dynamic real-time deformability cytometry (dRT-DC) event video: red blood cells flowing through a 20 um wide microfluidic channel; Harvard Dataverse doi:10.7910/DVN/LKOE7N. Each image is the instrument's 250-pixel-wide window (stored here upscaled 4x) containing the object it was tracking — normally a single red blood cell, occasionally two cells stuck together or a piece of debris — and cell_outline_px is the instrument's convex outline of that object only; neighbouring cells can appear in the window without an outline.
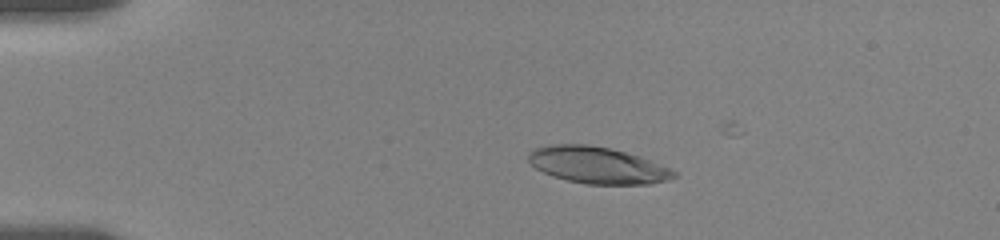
{"species": "human", "species_latin": "Homo sapiens", "temperature_condition": "room temperature", "stored_images_in_passage": 39, "camera_frame_rate_fps": 3000, "um_per_image_px": 0.085, "donor": {"sex": "female"}, "frame": {"image": 1, "passage_image": 7, "time_ms": 3.333, "image_size_px": [1000, 240], "cell_outline_px": [[680, 172], [676, 176], [668, 180], [648, 184], [588, 184], [568, 180], [552, 176], [536, 168], [528, 160], [528, 152], [536, 148], [552, 144], [588, 144], [612, 148], [648, 160]], "centroid_in_image_um": [50.78, 14.04], "position_along_channel_um": 34.2, "area_um2": 30.87}}
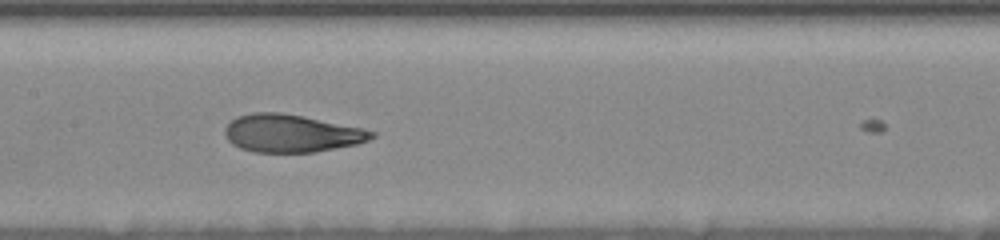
{"frame": {"image": 2, "passage_image": 19, "time_ms": 9.0, "image_size_px": [1000, 240], "cell_outline_px": [[376, 136], [368, 140], [356, 144], [316, 152], [252, 152], [240, 148], [232, 144], [228, 140], [224, 132], [224, 128], [236, 116], [256, 112], [280, 112], [304, 116], [360, 128], [376, 132]], "centroid_in_image_um": [24.73, 11.33], "position_along_channel_um": 182.7, "area_um2": 32.19}}
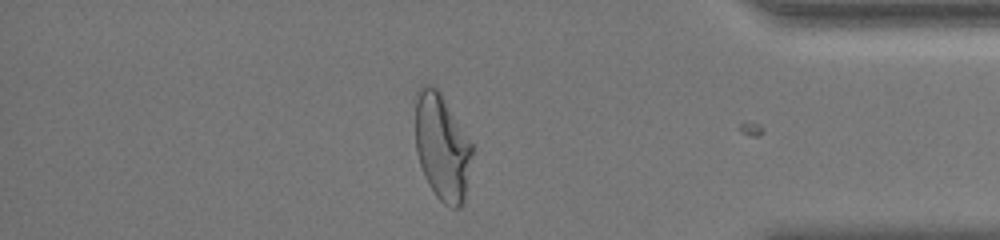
{"frame": {"image": 3, "passage_image": 33, "time_ms": 15.667, "image_size_px": [1000, 240], "cell_outline_px": [[472, 152], [464, 200], [460, 208], [452, 208], [444, 204], [436, 196], [428, 184], [424, 176], [416, 152], [416, 92], [420, 88], [428, 84], [436, 84], [472, 144]], "centroid_in_image_um": [37.56, 12.48], "position_along_channel_um": 397.6, "area_um2": 35.14}, "authors_computed_cell_mechanics": {"area_um2": 32.8882, "velocity_mm_per_s": 3.5732, "shape_relaxation_time_tau1_ms": 4.1072, "shape_relaxation_time_tau2_ms": 1.2029, "deformation_change_tau1": 0.1769, "deformation_change_tau2": 0.0727}}